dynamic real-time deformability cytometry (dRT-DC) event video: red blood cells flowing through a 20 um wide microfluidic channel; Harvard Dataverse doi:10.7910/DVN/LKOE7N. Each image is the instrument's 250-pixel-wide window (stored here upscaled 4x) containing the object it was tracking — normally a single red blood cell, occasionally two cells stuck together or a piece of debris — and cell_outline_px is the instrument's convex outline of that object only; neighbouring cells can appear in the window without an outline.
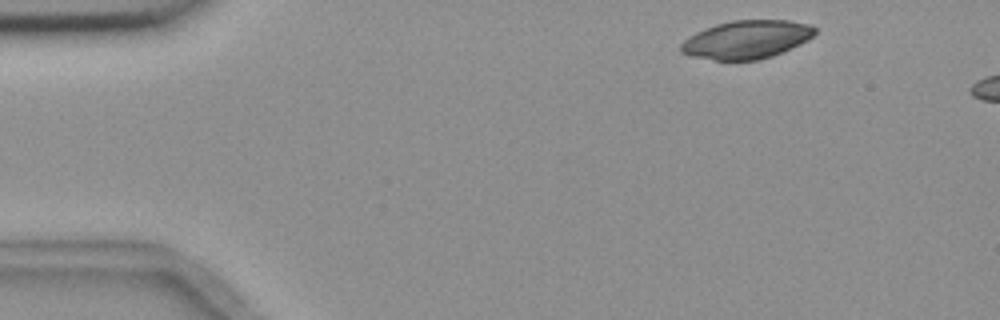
{"species": "common noctule bat (a hibernating species)", "species_latin": "Nyctalus noctula", "temperature_condition": "room temperature", "stored_images_in_passage": 5, "camera_frame_rate_fps": 3000, "um_per_image_px": 0.085, "animal": {"sex": "female", "body_mass_g": 18.4}, "frame": {"image": 1, "passage_image": 1, "time_ms": 0.0, "image_size_px": [1000, 320], "cell_outline_px": [[816, 32], [808, 40], [800, 44], [772, 56], [756, 60], [712, 60], [692, 56], [680, 52], [680, 44], [688, 36], [696, 32], [716, 24], [732, 20], [788, 20], [812, 24], [816, 28]], "centroid_in_image_um": [63.46, 3.35], "position_along_channel_um": 21.5, "area_um2": 29.94}}